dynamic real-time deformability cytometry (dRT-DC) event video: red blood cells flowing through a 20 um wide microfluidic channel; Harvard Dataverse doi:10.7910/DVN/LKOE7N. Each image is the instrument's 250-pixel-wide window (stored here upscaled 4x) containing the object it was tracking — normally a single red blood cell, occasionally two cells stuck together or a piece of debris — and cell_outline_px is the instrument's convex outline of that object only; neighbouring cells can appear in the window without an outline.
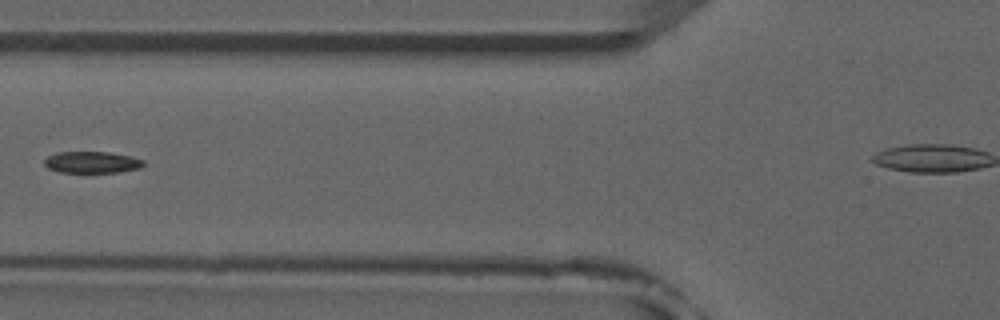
{"species": "common noctule bat (a hibernating species)", "species_latin": "Nyctalus noctula", "temperature_condition": "room temperature", "stored_images_in_passage": 5, "camera_frame_rate_fps": 3000, "um_per_image_px": 0.085, "animal": {"sex": "male", "forearm_length_mm": 52.5}, "frame": {"image": 1, "passage_image": 4, "time_ms": 3.667, "image_size_px": [1000, 320], "cell_outline_px": [[144, 164], [140, 168], [120, 172], [60, 172], [48, 168], [44, 164], [44, 160], [48, 156], [56, 152], [108, 152], [128, 156], [144, 160]], "centroid_in_image_um": [7.8, 13.79], "position_along_channel_um": 118.0, "area_um2": 12.37}}
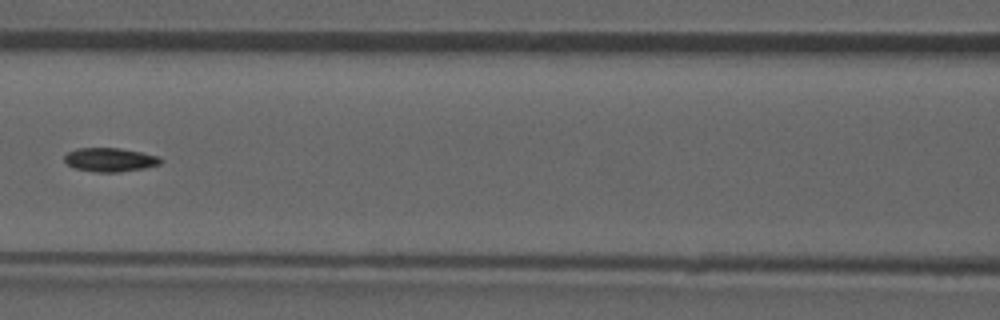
{"frame": {"image": 2, "passage_image": 5, "time_ms": 4.667, "image_size_px": [1000, 320], "cell_outline_px": [[164, 160], [160, 164], [144, 168], [120, 172], [96, 172], [76, 168], [68, 164], [64, 160], [64, 156], [68, 152], [76, 148], [120, 148], [160, 156]], "centroid_in_image_um": [9.38, 13.57], "position_along_channel_um": 157.2, "area_um2": 13.35}}